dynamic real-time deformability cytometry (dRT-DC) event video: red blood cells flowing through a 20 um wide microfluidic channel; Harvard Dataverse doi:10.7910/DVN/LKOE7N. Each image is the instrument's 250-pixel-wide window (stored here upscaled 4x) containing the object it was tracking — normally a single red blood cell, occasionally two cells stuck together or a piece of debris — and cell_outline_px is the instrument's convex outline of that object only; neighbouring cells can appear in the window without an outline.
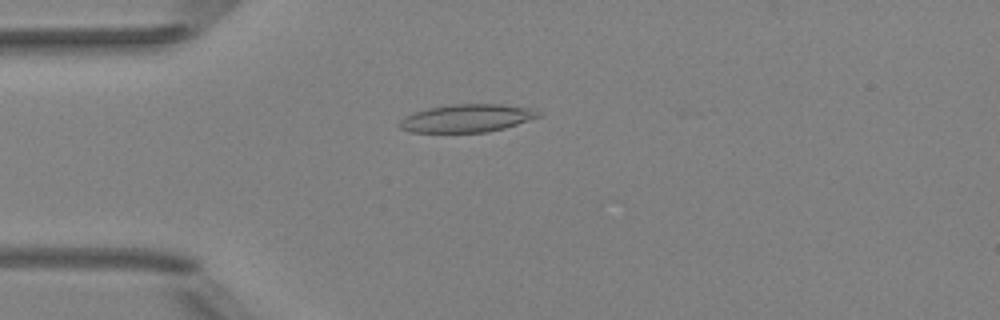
{"species": "Egyptian fruit bat (a non-hibernating species)", "species_latin": "Rousettus aegyptiacus", "temperature_condition": "room temperature", "stored_images_in_passage": 15, "camera_frame_rate_fps": 3000, "um_per_image_px": 0.085, "animal": {"sex": "female"}, "frame": {"image": 1, "passage_image": 14, "time_ms": 4.333, "image_size_px": [1000, 320], "cell_outline_px": [[544, 116], [504, 128], [488, 132], [408, 132], [400, 128], [396, 124], [404, 116], [428, 108], [452, 104], [500, 104], [528, 108], [544, 112]], "centroid_in_image_um": [39.71, 10.05], "position_along_channel_um": 45.3, "area_um2": 22.77}}